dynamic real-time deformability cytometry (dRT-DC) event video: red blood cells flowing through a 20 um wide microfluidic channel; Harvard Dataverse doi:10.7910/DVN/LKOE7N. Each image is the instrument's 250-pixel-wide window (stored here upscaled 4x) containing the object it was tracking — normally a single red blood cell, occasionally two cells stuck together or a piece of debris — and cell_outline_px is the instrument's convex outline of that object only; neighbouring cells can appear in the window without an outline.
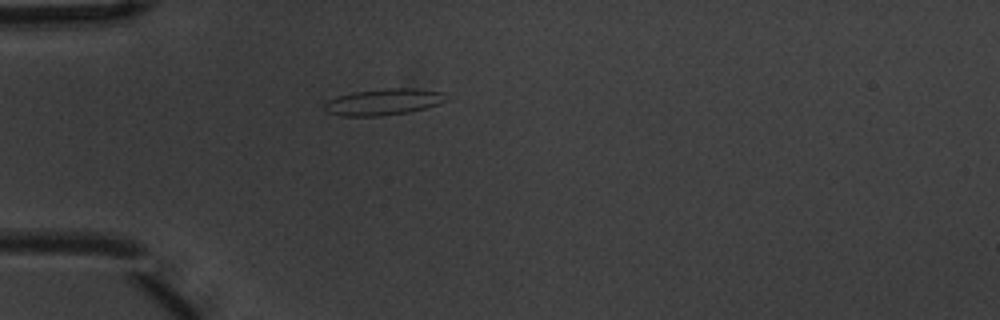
{"species": "common noctule bat (a hibernating species)", "species_latin": "Nyctalus noctula", "temperature_condition": "warm", "stored_images_in_passage": 2, "camera_frame_rate_fps": 3000, "um_per_image_px": 0.085, "animal": {"sex": "male", "body_mass_g": 20.1, "forearm_length_mm": 53.5}, "frame": {"image": 1, "passage_image": 2, "time_ms": 0.333, "image_size_px": [1000, 320], "cell_outline_px": [[448, 100], [440, 104], [428, 108], [408, 112], [380, 116], [340, 116], [328, 112], [324, 108], [324, 104], [328, 100], [336, 96], [352, 92], [388, 88], [416, 88], [444, 92]], "centroid_in_image_um": [32.63, 8.66], "position_along_channel_um": 52.4, "area_um2": 18.96}}